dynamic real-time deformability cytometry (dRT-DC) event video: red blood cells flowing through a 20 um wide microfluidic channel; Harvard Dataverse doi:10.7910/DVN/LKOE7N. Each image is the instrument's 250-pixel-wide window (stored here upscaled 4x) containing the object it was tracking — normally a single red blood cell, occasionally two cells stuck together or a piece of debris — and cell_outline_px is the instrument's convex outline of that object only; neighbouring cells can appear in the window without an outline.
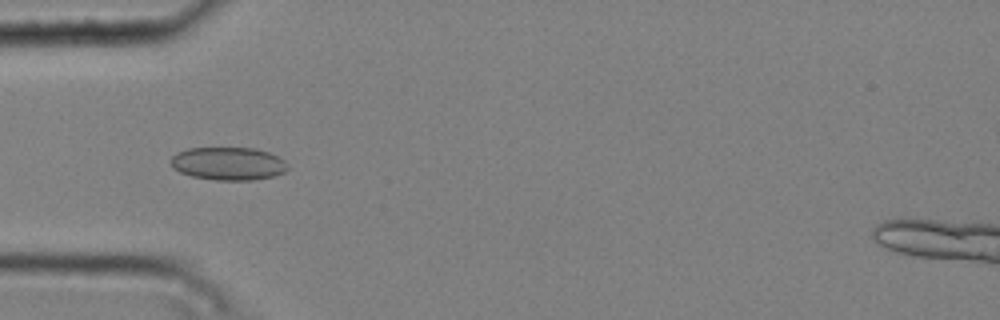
{"species": "common noctule bat (a hibernating species)", "species_latin": "Nyctalus noctula", "temperature_condition": "cold", "stored_images_in_passage": 8, "camera_frame_rate_fps": 3000, "um_per_image_px": 0.085, "animal": {"sex": "male", "body_mass_g": 20.4}, "frame": {"image": 1, "passage_image": 3, "time_ms": 0.667, "image_size_px": [1000, 320], "cell_outline_px": [[288, 168], [284, 172], [272, 176], [252, 180], [216, 180], [192, 176], [180, 172], [172, 168], [172, 156], [176, 152], [188, 148], [256, 148], [268, 152], [284, 160]], "centroid_in_image_um": [19.38, 13.9], "position_along_channel_um": 65.6, "area_um2": 22.37}}
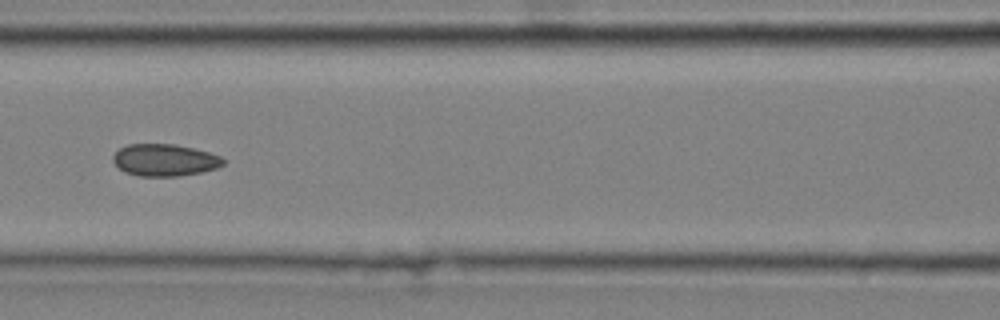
{"frame": {"image": 2, "passage_image": 5, "time_ms": 1.333, "image_size_px": [1000, 320], "cell_outline_px": [[228, 160], [224, 164], [216, 168], [200, 172], [180, 176], [140, 176], [124, 172], [112, 160], [112, 156], [120, 148], [128, 144], [176, 144], [208, 152], [220, 156]], "centroid_in_image_um": [14.01, 13.6], "position_along_channel_um": 152.6, "area_um2": 20.58}}
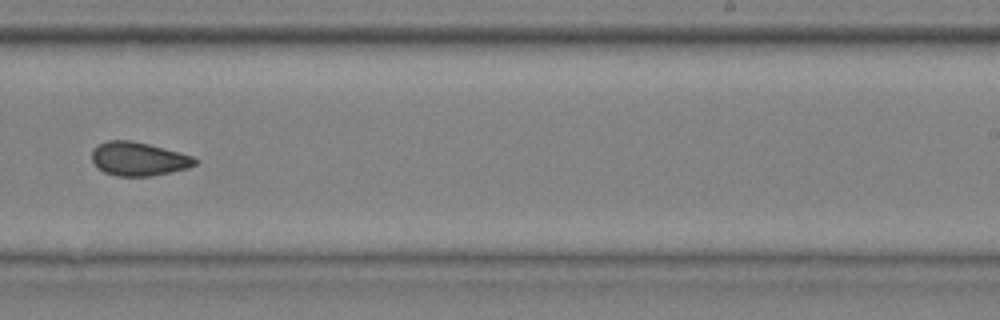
{"frame": {"image": 3, "passage_image": 8, "time_ms": 2.333, "image_size_px": [1000, 320], "cell_outline_px": [[200, 160], [196, 164], [188, 168], [152, 176], [116, 176], [104, 172], [92, 160], [92, 148], [108, 140], [132, 140], [180, 152], [192, 156]], "centroid_in_image_um": [11.8, 13.5], "position_along_channel_um": 277.2, "area_um2": 20.23}}